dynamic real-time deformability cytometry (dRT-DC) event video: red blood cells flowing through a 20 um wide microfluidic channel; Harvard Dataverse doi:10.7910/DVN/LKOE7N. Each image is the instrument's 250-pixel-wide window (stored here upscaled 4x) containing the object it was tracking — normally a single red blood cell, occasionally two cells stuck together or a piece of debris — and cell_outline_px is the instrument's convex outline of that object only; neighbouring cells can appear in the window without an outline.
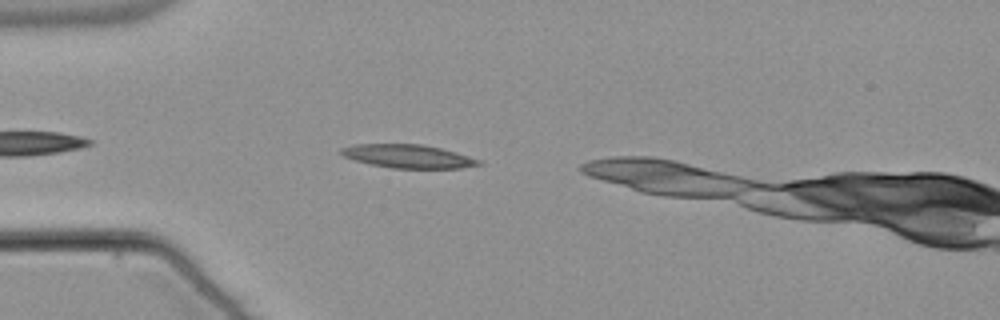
{"species": "common noctule bat (a hibernating species)", "species_latin": "Nyctalus noctula", "temperature_condition": "warm", "stored_images_in_passage": 23, "camera_frame_rate_fps": 3000, "um_per_image_px": 0.085, "animal": {"sex": "male", "body_mass_g": 21.5, "forearm_length_mm": 52.0}, "frame": {"image": 1, "passage_image": 2, "time_ms": 0.333, "image_size_px": [1000, 320], "cell_outline_px": [[484, 164], [460, 168], [392, 168], [372, 164], [356, 160], [344, 156], [340, 152], [340, 148], [352, 144], [420, 144], [440, 148], [456, 152], [480, 160]], "centroid_in_image_um": [34.69, 13.28], "position_along_channel_um": 50.3, "area_um2": 18.61}}
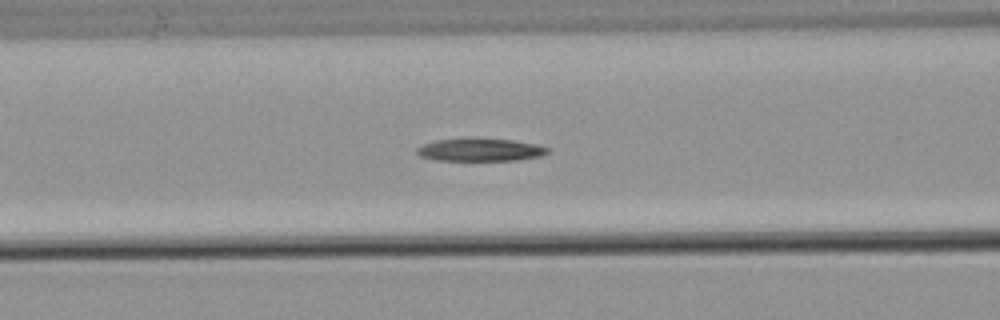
{"frame": {"image": 2, "passage_image": 9, "time_ms": 2.667, "image_size_px": [1000, 320], "cell_outline_px": [[552, 148], [548, 152], [540, 156], [516, 160], [436, 160], [420, 156], [416, 152], [416, 148], [424, 144], [436, 140], [472, 136], [476, 136], [512, 140], [536, 144]], "centroid_in_image_um": [40.81, 12.7], "position_along_channel_um": 125.8, "area_um2": 17.86}}
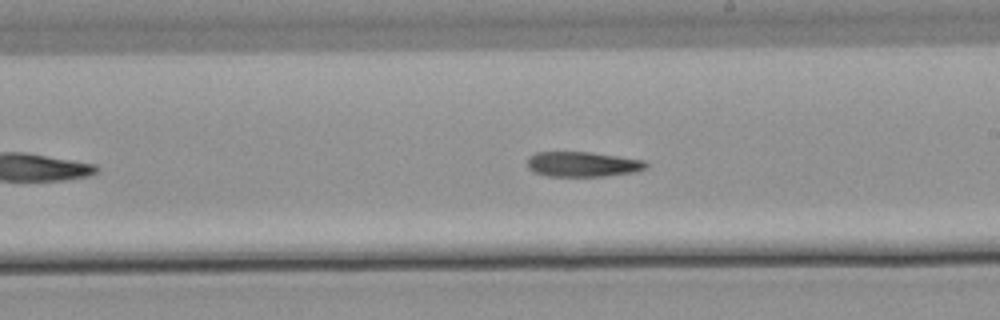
{"frame": {"image": 3, "passage_image": 18, "time_ms": 5.667, "image_size_px": [1000, 320], "cell_outline_px": [[648, 164], [644, 168], [636, 172], [604, 176], [548, 176], [532, 172], [528, 168], [528, 156], [536, 152], [592, 152], [644, 160]], "centroid_in_image_um": [49.5, 13.96], "position_along_channel_um": 239.5, "area_um2": 17.4}}